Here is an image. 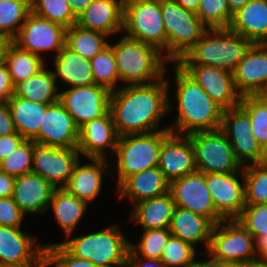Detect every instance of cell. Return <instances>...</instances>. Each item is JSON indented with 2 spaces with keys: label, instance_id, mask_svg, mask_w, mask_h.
<instances>
[{
  "label": "cell",
  "instance_id": "obj_21",
  "mask_svg": "<svg viewBox=\"0 0 267 267\" xmlns=\"http://www.w3.org/2000/svg\"><path fill=\"white\" fill-rule=\"evenodd\" d=\"M241 96L261 95L267 88V43H255L247 50L233 71Z\"/></svg>",
  "mask_w": 267,
  "mask_h": 267
},
{
  "label": "cell",
  "instance_id": "obj_17",
  "mask_svg": "<svg viewBox=\"0 0 267 267\" xmlns=\"http://www.w3.org/2000/svg\"><path fill=\"white\" fill-rule=\"evenodd\" d=\"M22 227L0 226V262L6 267H31L44 258L45 244Z\"/></svg>",
  "mask_w": 267,
  "mask_h": 267
},
{
  "label": "cell",
  "instance_id": "obj_7",
  "mask_svg": "<svg viewBox=\"0 0 267 267\" xmlns=\"http://www.w3.org/2000/svg\"><path fill=\"white\" fill-rule=\"evenodd\" d=\"M161 13L166 32V59L177 62L208 29L196 13L173 0H161Z\"/></svg>",
  "mask_w": 267,
  "mask_h": 267
},
{
  "label": "cell",
  "instance_id": "obj_63",
  "mask_svg": "<svg viewBox=\"0 0 267 267\" xmlns=\"http://www.w3.org/2000/svg\"><path fill=\"white\" fill-rule=\"evenodd\" d=\"M261 95L267 100V88Z\"/></svg>",
  "mask_w": 267,
  "mask_h": 267
},
{
  "label": "cell",
  "instance_id": "obj_3",
  "mask_svg": "<svg viewBox=\"0 0 267 267\" xmlns=\"http://www.w3.org/2000/svg\"><path fill=\"white\" fill-rule=\"evenodd\" d=\"M113 47L119 83L124 85L149 84L167 73L169 61L153 45L142 43L126 35Z\"/></svg>",
  "mask_w": 267,
  "mask_h": 267
},
{
  "label": "cell",
  "instance_id": "obj_58",
  "mask_svg": "<svg viewBox=\"0 0 267 267\" xmlns=\"http://www.w3.org/2000/svg\"><path fill=\"white\" fill-rule=\"evenodd\" d=\"M203 259H201V258H200V260L195 259L191 263H189L187 265L179 266V267H208L207 266V259H205V258H203Z\"/></svg>",
  "mask_w": 267,
  "mask_h": 267
},
{
  "label": "cell",
  "instance_id": "obj_38",
  "mask_svg": "<svg viewBox=\"0 0 267 267\" xmlns=\"http://www.w3.org/2000/svg\"><path fill=\"white\" fill-rule=\"evenodd\" d=\"M246 205L267 203V162L243 166Z\"/></svg>",
  "mask_w": 267,
  "mask_h": 267
},
{
  "label": "cell",
  "instance_id": "obj_49",
  "mask_svg": "<svg viewBox=\"0 0 267 267\" xmlns=\"http://www.w3.org/2000/svg\"><path fill=\"white\" fill-rule=\"evenodd\" d=\"M24 140L17 132L0 137V162L16 150Z\"/></svg>",
  "mask_w": 267,
  "mask_h": 267
},
{
  "label": "cell",
  "instance_id": "obj_28",
  "mask_svg": "<svg viewBox=\"0 0 267 267\" xmlns=\"http://www.w3.org/2000/svg\"><path fill=\"white\" fill-rule=\"evenodd\" d=\"M255 43H267V0H251L233 14L228 27Z\"/></svg>",
  "mask_w": 267,
  "mask_h": 267
},
{
  "label": "cell",
  "instance_id": "obj_14",
  "mask_svg": "<svg viewBox=\"0 0 267 267\" xmlns=\"http://www.w3.org/2000/svg\"><path fill=\"white\" fill-rule=\"evenodd\" d=\"M110 95L111 91L106 87L92 84L60 91L59 101L80 128L89 120L100 118L109 111Z\"/></svg>",
  "mask_w": 267,
  "mask_h": 267
},
{
  "label": "cell",
  "instance_id": "obj_45",
  "mask_svg": "<svg viewBox=\"0 0 267 267\" xmlns=\"http://www.w3.org/2000/svg\"><path fill=\"white\" fill-rule=\"evenodd\" d=\"M236 220L253 235L256 242L267 235V203L246 205Z\"/></svg>",
  "mask_w": 267,
  "mask_h": 267
},
{
  "label": "cell",
  "instance_id": "obj_50",
  "mask_svg": "<svg viewBox=\"0 0 267 267\" xmlns=\"http://www.w3.org/2000/svg\"><path fill=\"white\" fill-rule=\"evenodd\" d=\"M16 133L7 103H0V137Z\"/></svg>",
  "mask_w": 267,
  "mask_h": 267
},
{
  "label": "cell",
  "instance_id": "obj_37",
  "mask_svg": "<svg viewBox=\"0 0 267 267\" xmlns=\"http://www.w3.org/2000/svg\"><path fill=\"white\" fill-rule=\"evenodd\" d=\"M92 76L95 84L101 85L110 91L117 90L119 87V76L113 53V47L109 45L90 60Z\"/></svg>",
  "mask_w": 267,
  "mask_h": 267
},
{
  "label": "cell",
  "instance_id": "obj_53",
  "mask_svg": "<svg viewBox=\"0 0 267 267\" xmlns=\"http://www.w3.org/2000/svg\"><path fill=\"white\" fill-rule=\"evenodd\" d=\"M94 0H67L73 14L78 17Z\"/></svg>",
  "mask_w": 267,
  "mask_h": 267
},
{
  "label": "cell",
  "instance_id": "obj_2",
  "mask_svg": "<svg viewBox=\"0 0 267 267\" xmlns=\"http://www.w3.org/2000/svg\"><path fill=\"white\" fill-rule=\"evenodd\" d=\"M175 76V107L168 95V112L177 109V117L169 130L175 134L189 135L200 131L221 129L223 109L211 99L204 89L187 74L176 62H173Z\"/></svg>",
  "mask_w": 267,
  "mask_h": 267
},
{
  "label": "cell",
  "instance_id": "obj_5",
  "mask_svg": "<svg viewBox=\"0 0 267 267\" xmlns=\"http://www.w3.org/2000/svg\"><path fill=\"white\" fill-rule=\"evenodd\" d=\"M117 224L59 242L72 256L90 260L98 267H127L130 240ZM70 238V239H69Z\"/></svg>",
  "mask_w": 267,
  "mask_h": 267
},
{
  "label": "cell",
  "instance_id": "obj_26",
  "mask_svg": "<svg viewBox=\"0 0 267 267\" xmlns=\"http://www.w3.org/2000/svg\"><path fill=\"white\" fill-rule=\"evenodd\" d=\"M169 191V182L158 166L128 176L118 187L119 200L127 198L132 205Z\"/></svg>",
  "mask_w": 267,
  "mask_h": 267
},
{
  "label": "cell",
  "instance_id": "obj_62",
  "mask_svg": "<svg viewBox=\"0 0 267 267\" xmlns=\"http://www.w3.org/2000/svg\"><path fill=\"white\" fill-rule=\"evenodd\" d=\"M263 150L265 153V158L267 159V143L263 146Z\"/></svg>",
  "mask_w": 267,
  "mask_h": 267
},
{
  "label": "cell",
  "instance_id": "obj_1",
  "mask_svg": "<svg viewBox=\"0 0 267 267\" xmlns=\"http://www.w3.org/2000/svg\"><path fill=\"white\" fill-rule=\"evenodd\" d=\"M166 76L149 84L119 85L111 91L109 111L119 136L169 130L168 126L159 129V122L169 114L168 92L173 88Z\"/></svg>",
  "mask_w": 267,
  "mask_h": 267
},
{
  "label": "cell",
  "instance_id": "obj_48",
  "mask_svg": "<svg viewBox=\"0 0 267 267\" xmlns=\"http://www.w3.org/2000/svg\"><path fill=\"white\" fill-rule=\"evenodd\" d=\"M14 94V85L7 65L0 62V103H7Z\"/></svg>",
  "mask_w": 267,
  "mask_h": 267
},
{
  "label": "cell",
  "instance_id": "obj_33",
  "mask_svg": "<svg viewBox=\"0 0 267 267\" xmlns=\"http://www.w3.org/2000/svg\"><path fill=\"white\" fill-rule=\"evenodd\" d=\"M7 104L16 132L25 140H32L39 133L43 115L49 104L36 103L14 94Z\"/></svg>",
  "mask_w": 267,
  "mask_h": 267
},
{
  "label": "cell",
  "instance_id": "obj_54",
  "mask_svg": "<svg viewBox=\"0 0 267 267\" xmlns=\"http://www.w3.org/2000/svg\"><path fill=\"white\" fill-rule=\"evenodd\" d=\"M255 245L257 259L267 260V235L260 237Z\"/></svg>",
  "mask_w": 267,
  "mask_h": 267
},
{
  "label": "cell",
  "instance_id": "obj_25",
  "mask_svg": "<svg viewBox=\"0 0 267 267\" xmlns=\"http://www.w3.org/2000/svg\"><path fill=\"white\" fill-rule=\"evenodd\" d=\"M123 16L124 0H94L79 14L76 24L111 38L123 32Z\"/></svg>",
  "mask_w": 267,
  "mask_h": 267
},
{
  "label": "cell",
  "instance_id": "obj_34",
  "mask_svg": "<svg viewBox=\"0 0 267 267\" xmlns=\"http://www.w3.org/2000/svg\"><path fill=\"white\" fill-rule=\"evenodd\" d=\"M3 61L7 65L14 86L26 81L48 63L40 56L22 50L12 41H8L5 46Z\"/></svg>",
  "mask_w": 267,
  "mask_h": 267
},
{
  "label": "cell",
  "instance_id": "obj_10",
  "mask_svg": "<svg viewBox=\"0 0 267 267\" xmlns=\"http://www.w3.org/2000/svg\"><path fill=\"white\" fill-rule=\"evenodd\" d=\"M193 144L196 170L203 173H231L243 166L221 130L200 131L189 134Z\"/></svg>",
  "mask_w": 267,
  "mask_h": 267
},
{
  "label": "cell",
  "instance_id": "obj_22",
  "mask_svg": "<svg viewBox=\"0 0 267 267\" xmlns=\"http://www.w3.org/2000/svg\"><path fill=\"white\" fill-rule=\"evenodd\" d=\"M158 168L169 183L196 171L194 148L189 135L170 132L164 138Z\"/></svg>",
  "mask_w": 267,
  "mask_h": 267
},
{
  "label": "cell",
  "instance_id": "obj_20",
  "mask_svg": "<svg viewBox=\"0 0 267 267\" xmlns=\"http://www.w3.org/2000/svg\"><path fill=\"white\" fill-rule=\"evenodd\" d=\"M79 128L60 101L49 104L43 115L35 143L59 147L77 148Z\"/></svg>",
  "mask_w": 267,
  "mask_h": 267
},
{
  "label": "cell",
  "instance_id": "obj_56",
  "mask_svg": "<svg viewBox=\"0 0 267 267\" xmlns=\"http://www.w3.org/2000/svg\"><path fill=\"white\" fill-rule=\"evenodd\" d=\"M181 5L184 9L197 13L199 9L200 0H173Z\"/></svg>",
  "mask_w": 267,
  "mask_h": 267
},
{
  "label": "cell",
  "instance_id": "obj_12",
  "mask_svg": "<svg viewBox=\"0 0 267 267\" xmlns=\"http://www.w3.org/2000/svg\"><path fill=\"white\" fill-rule=\"evenodd\" d=\"M221 130L242 166L267 162L263 147L252 135L249 116L240 106L223 110Z\"/></svg>",
  "mask_w": 267,
  "mask_h": 267
},
{
  "label": "cell",
  "instance_id": "obj_40",
  "mask_svg": "<svg viewBox=\"0 0 267 267\" xmlns=\"http://www.w3.org/2000/svg\"><path fill=\"white\" fill-rule=\"evenodd\" d=\"M31 11L51 22L65 28L76 24L77 17L73 14L67 0H30Z\"/></svg>",
  "mask_w": 267,
  "mask_h": 267
},
{
  "label": "cell",
  "instance_id": "obj_59",
  "mask_svg": "<svg viewBox=\"0 0 267 267\" xmlns=\"http://www.w3.org/2000/svg\"><path fill=\"white\" fill-rule=\"evenodd\" d=\"M247 267H267V260L255 259L247 263Z\"/></svg>",
  "mask_w": 267,
  "mask_h": 267
},
{
  "label": "cell",
  "instance_id": "obj_31",
  "mask_svg": "<svg viewBox=\"0 0 267 267\" xmlns=\"http://www.w3.org/2000/svg\"><path fill=\"white\" fill-rule=\"evenodd\" d=\"M50 208L63 235L68 236L74 234L77 225L88 210V204L69 193L65 188H55L49 202L48 209Z\"/></svg>",
  "mask_w": 267,
  "mask_h": 267
},
{
  "label": "cell",
  "instance_id": "obj_29",
  "mask_svg": "<svg viewBox=\"0 0 267 267\" xmlns=\"http://www.w3.org/2000/svg\"><path fill=\"white\" fill-rule=\"evenodd\" d=\"M129 213L130 221L141 226L142 230L169 228L175 209V201L171 193H167L140 201Z\"/></svg>",
  "mask_w": 267,
  "mask_h": 267
},
{
  "label": "cell",
  "instance_id": "obj_47",
  "mask_svg": "<svg viewBox=\"0 0 267 267\" xmlns=\"http://www.w3.org/2000/svg\"><path fill=\"white\" fill-rule=\"evenodd\" d=\"M24 216L12 197H0V226L21 227Z\"/></svg>",
  "mask_w": 267,
  "mask_h": 267
},
{
  "label": "cell",
  "instance_id": "obj_30",
  "mask_svg": "<svg viewBox=\"0 0 267 267\" xmlns=\"http://www.w3.org/2000/svg\"><path fill=\"white\" fill-rule=\"evenodd\" d=\"M54 67L52 70L54 78L62 81L69 88L77 86H88L95 84L90 60L69 49L66 45L51 57Z\"/></svg>",
  "mask_w": 267,
  "mask_h": 267
},
{
  "label": "cell",
  "instance_id": "obj_55",
  "mask_svg": "<svg viewBox=\"0 0 267 267\" xmlns=\"http://www.w3.org/2000/svg\"><path fill=\"white\" fill-rule=\"evenodd\" d=\"M208 267H247L246 263L233 262V261H217L207 259Z\"/></svg>",
  "mask_w": 267,
  "mask_h": 267
},
{
  "label": "cell",
  "instance_id": "obj_51",
  "mask_svg": "<svg viewBox=\"0 0 267 267\" xmlns=\"http://www.w3.org/2000/svg\"><path fill=\"white\" fill-rule=\"evenodd\" d=\"M127 267H163V265L160 259L139 257L129 249Z\"/></svg>",
  "mask_w": 267,
  "mask_h": 267
},
{
  "label": "cell",
  "instance_id": "obj_46",
  "mask_svg": "<svg viewBox=\"0 0 267 267\" xmlns=\"http://www.w3.org/2000/svg\"><path fill=\"white\" fill-rule=\"evenodd\" d=\"M44 259L47 267H98L90 260L72 256L58 241L45 244Z\"/></svg>",
  "mask_w": 267,
  "mask_h": 267
},
{
  "label": "cell",
  "instance_id": "obj_35",
  "mask_svg": "<svg viewBox=\"0 0 267 267\" xmlns=\"http://www.w3.org/2000/svg\"><path fill=\"white\" fill-rule=\"evenodd\" d=\"M109 36L85 29L77 24L66 29L65 45L80 56L91 60L109 45Z\"/></svg>",
  "mask_w": 267,
  "mask_h": 267
},
{
  "label": "cell",
  "instance_id": "obj_16",
  "mask_svg": "<svg viewBox=\"0 0 267 267\" xmlns=\"http://www.w3.org/2000/svg\"><path fill=\"white\" fill-rule=\"evenodd\" d=\"M205 181L216 210L225 219H236L246 206L243 167L231 173H205Z\"/></svg>",
  "mask_w": 267,
  "mask_h": 267
},
{
  "label": "cell",
  "instance_id": "obj_9",
  "mask_svg": "<svg viewBox=\"0 0 267 267\" xmlns=\"http://www.w3.org/2000/svg\"><path fill=\"white\" fill-rule=\"evenodd\" d=\"M211 260L249 263L257 259L253 235L236 219L215 224L204 256Z\"/></svg>",
  "mask_w": 267,
  "mask_h": 267
},
{
  "label": "cell",
  "instance_id": "obj_27",
  "mask_svg": "<svg viewBox=\"0 0 267 267\" xmlns=\"http://www.w3.org/2000/svg\"><path fill=\"white\" fill-rule=\"evenodd\" d=\"M215 224L202 215L193 213L175 206L173 216L169 225L172 236L178 237L196 247L197 244H205L203 252L205 254L211 239V234Z\"/></svg>",
  "mask_w": 267,
  "mask_h": 267
},
{
  "label": "cell",
  "instance_id": "obj_36",
  "mask_svg": "<svg viewBox=\"0 0 267 267\" xmlns=\"http://www.w3.org/2000/svg\"><path fill=\"white\" fill-rule=\"evenodd\" d=\"M30 12V0H0V37L12 41Z\"/></svg>",
  "mask_w": 267,
  "mask_h": 267
},
{
  "label": "cell",
  "instance_id": "obj_13",
  "mask_svg": "<svg viewBox=\"0 0 267 267\" xmlns=\"http://www.w3.org/2000/svg\"><path fill=\"white\" fill-rule=\"evenodd\" d=\"M175 206L209 218L214 224L225 218L216 210L205 181V173L195 171L169 183Z\"/></svg>",
  "mask_w": 267,
  "mask_h": 267
},
{
  "label": "cell",
  "instance_id": "obj_41",
  "mask_svg": "<svg viewBox=\"0 0 267 267\" xmlns=\"http://www.w3.org/2000/svg\"><path fill=\"white\" fill-rule=\"evenodd\" d=\"M137 244L130 241V249L139 257L160 259L172 235L169 228L143 230Z\"/></svg>",
  "mask_w": 267,
  "mask_h": 267
},
{
  "label": "cell",
  "instance_id": "obj_8",
  "mask_svg": "<svg viewBox=\"0 0 267 267\" xmlns=\"http://www.w3.org/2000/svg\"><path fill=\"white\" fill-rule=\"evenodd\" d=\"M124 35L156 47L166 58L161 0H124Z\"/></svg>",
  "mask_w": 267,
  "mask_h": 267
},
{
  "label": "cell",
  "instance_id": "obj_11",
  "mask_svg": "<svg viewBox=\"0 0 267 267\" xmlns=\"http://www.w3.org/2000/svg\"><path fill=\"white\" fill-rule=\"evenodd\" d=\"M66 29L31 11L12 42L22 50L29 51L46 60L42 54L53 51L55 52L54 57L65 46Z\"/></svg>",
  "mask_w": 267,
  "mask_h": 267
},
{
  "label": "cell",
  "instance_id": "obj_23",
  "mask_svg": "<svg viewBox=\"0 0 267 267\" xmlns=\"http://www.w3.org/2000/svg\"><path fill=\"white\" fill-rule=\"evenodd\" d=\"M89 160L91 162L85 161L81 164V159H79L67 185L64 187L69 193L88 205L97 199L102 190L104 179L112 173L111 160L94 158Z\"/></svg>",
  "mask_w": 267,
  "mask_h": 267
},
{
  "label": "cell",
  "instance_id": "obj_18",
  "mask_svg": "<svg viewBox=\"0 0 267 267\" xmlns=\"http://www.w3.org/2000/svg\"><path fill=\"white\" fill-rule=\"evenodd\" d=\"M223 110L238 107V93L233 73L207 65H179Z\"/></svg>",
  "mask_w": 267,
  "mask_h": 267
},
{
  "label": "cell",
  "instance_id": "obj_60",
  "mask_svg": "<svg viewBox=\"0 0 267 267\" xmlns=\"http://www.w3.org/2000/svg\"><path fill=\"white\" fill-rule=\"evenodd\" d=\"M7 43H8L7 39L0 37V62L3 61L4 49Z\"/></svg>",
  "mask_w": 267,
  "mask_h": 267
},
{
  "label": "cell",
  "instance_id": "obj_24",
  "mask_svg": "<svg viewBox=\"0 0 267 267\" xmlns=\"http://www.w3.org/2000/svg\"><path fill=\"white\" fill-rule=\"evenodd\" d=\"M55 187L39 174L31 171L15 177L12 198L26 215L48 211Z\"/></svg>",
  "mask_w": 267,
  "mask_h": 267
},
{
  "label": "cell",
  "instance_id": "obj_39",
  "mask_svg": "<svg viewBox=\"0 0 267 267\" xmlns=\"http://www.w3.org/2000/svg\"><path fill=\"white\" fill-rule=\"evenodd\" d=\"M239 106L248 114L252 135L263 147L267 143V100L262 95H245Z\"/></svg>",
  "mask_w": 267,
  "mask_h": 267
},
{
  "label": "cell",
  "instance_id": "obj_61",
  "mask_svg": "<svg viewBox=\"0 0 267 267\" xmlns=\"http://www.w3.org/2000/svg\"><path fill=\"white\" fill-rule=\"evenodd\" d=\"M31 267H47L45 259L43 258L37 265Z\"/></svg>",
  "mask_w": 267,
  "mask_h": 267
},
{
  "label": "cell",
  "instance_id": "obj_43",
  "mask_svg": "<svg viewBox=\"0 0 267 267\" xmlns=\"http://www.w3.org/2000/svg\"><path fill=\"white\" fill-rule=\"evenodd\" d=\"M196 248L171 235L160 258L163 267H179L191 263L196 259Z\"/></svg>",
  "mask_w": 267,
  "mask_h": 267
},
{
  "label": "cell",
  "instance_id": "obj_44",
  "mask_svg": "<svg viewBox=\"0 0 267 267\" xmlns=\"http://www.w3.org/2000/svg\"><path fill=\"white\" fill-rule=\"evenodd\" d=\"M33 140H24L16 150L0 162V170L18 177L32 171Z\"/></svg>",
  "mask_w": 267,
  "mask_h": 267
},
{
  "label": "cell",
  "instance_id": "obj_32",
  "mask_svg": "<svg viewBox=\"0 0 267 267\" xmlns=\"http://www.w3.org/2000/svg\"><path fill=\"white\" fill-rule=\"evenodd\" d=\"M45 65L26 81L14 86V95L41 104H52L59 101L60 87L51 69Z\"/></svg>",
  "mask_w": 267,
  "mask_h": 267
},
{
  "label": "cell",
  "instance_id": "obj_52",
  "mask_svg": "<svg viewBox=\"0 0 267 267\" xmlns=\"http://www.w3.org/2000/svg\"><path fill=\"white\" fill-rule=\"evenodd\" d=\"M15 184V177L0 170V197H11Z\"/></svg>",
  "mask_w": 267,
  "mask_h": 267
},
{
  "label": "cell",
  "instance_id": "obj_57",
  "mask_svg": "<svg viewBox=\"0 0 267 267\" xmlns=\"http://www.w3.org/2000/svg\"><path fill=\"white\" fill-rule=\"evenodd\" d=\"M251 0H227L230 13L233 15L239 9L243 8Z\"/></svg>",
  "mask_w": 267,
  "mask_h": 267
},
{
  "label": "cell",
  "instance_id": "obj_64",
  "mask_svg": "<svg viewBox=\"0 0 267 267\" xmlns=\"http://www.w3.org/2000/svg\"><path fill=\"white\" fill-rule=\"evenodd\" d=\"M0 267H6V266H4V265L0 262Z\"/></svg>",
  "mask_w": 267,
  "mask_h": 267
},
{
  "label": "cell",
  "instance_id": "obj_15",
  "mask_svg": "<svg viewBox=\"0 0 267 267\" xmlns=\"http://www.w3.org/2000/svg\"><path fill=\"white\" fill-rule=\"evenodd\" d=\"M77 148H59L33 141L32 171L55 188H64L81 158Z\"/></svg>",
  "mask_w": 267,
  "mask_h": 267
},
{
  "label": "cell",
  "instance_id": "obj_6",
  "mask_svg": "<svg viewBox=\"0 0 267 267\" xmlns=\"http://www.w3.org/2000/svg\"><path fill=\"white\" fill-rule=\"evenodd\" d=\"M170 132L158 130L119 136L113 162L117 160L114 163L111 161V166L115 167L111 172H117L116 187L128 176L158 166L162 142Z\"/></svg>",
  "mask_w": 267,
  "mask_h": 267
},
{
  "label": "cell",
  "instance_id": "obj_42",
  "mask_svg": "<svg viewBox=\"0 0 267 267\" xmlns=\"http://www.w3.org/2000/svg\"><path fill=\"white\" fill-rule=\"evenodd\" d=\"M196 15L208 29L228 28L233 17L227 0H200Z\"/></svg>",
  "mask_w": 267,
  "mask_h": 267
},
{
  "label": "cell",
  "instance_id": "obj_19",
  "mask_svg": "<svg viewBox=\"0 0 267 267\" xmlns=\"http://www.w3.org/2000/svg\"><path fill=\"white\" fill-rule=\"evenodd\" d=\"M118 139L119 135L108 111L104 116L89 120L79 128L77 149L87 159L110 158L112 161Z\"/></svg>",
  "mask_w": 267,
  "mask_h": 267
},
{
  "label": "cell",
  "instance_id": "obj_4",
  "mask_svg": "<svg viewBox=\"0 0 267 267\" xmlns=\"http://www.w3.org/2000/svg\"><path fill=\"white\" fill-rule=\"evenodd\" d=\"M252 44L250 40L229 28L207 29L176 63L213 66L233 73Z\"/></svg>",
  "mask_w": 267,
  "mask_h": 267
}]
</instances>
